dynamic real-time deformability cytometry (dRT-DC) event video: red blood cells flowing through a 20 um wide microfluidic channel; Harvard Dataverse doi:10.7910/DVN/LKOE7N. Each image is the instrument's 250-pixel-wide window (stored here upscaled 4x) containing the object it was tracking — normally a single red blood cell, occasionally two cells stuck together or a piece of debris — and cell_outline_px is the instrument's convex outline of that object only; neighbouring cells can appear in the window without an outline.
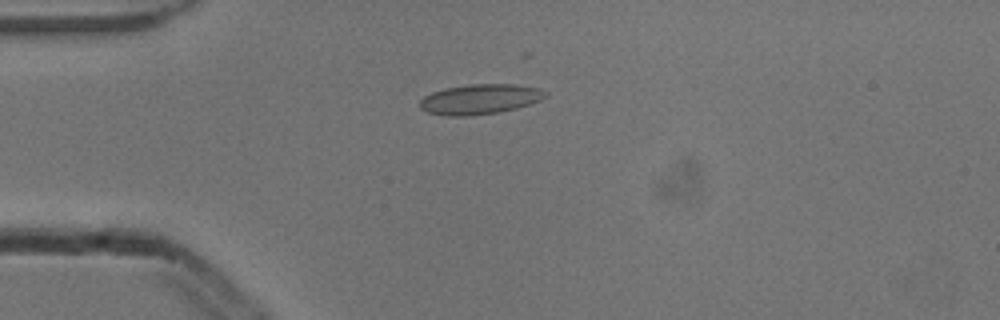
{"species": "common noctule bat (a hibernating species)", "species_latin": "Nyctalus noctula", "temperature_condition": "cold", "stored_images_in_passage": 7, "camera_frame_rate_fps": 3000, "um_per_image_px": 0.085, "animal": {"sex": "male", "body_mass_g": 13.3}, "frame": {"image": 1, "passage_image": 4, "time_ms": 1.0, "image_size_px": [1000, 320], "cell_outline_px": [[548, 96], [540, 100], [516, 108], [500, 112], [468, 116], [448, 116], [428, 112], [420, 108], [420, 100], [424, 96], [432, 92], [444, 88], [468, 84], [516, 84], [540, 88], [548, 92]], "centroid_in_image_um": [40.81, 8.42], "position_along_channel_um": 44.2, "area_um2": 22.14}}
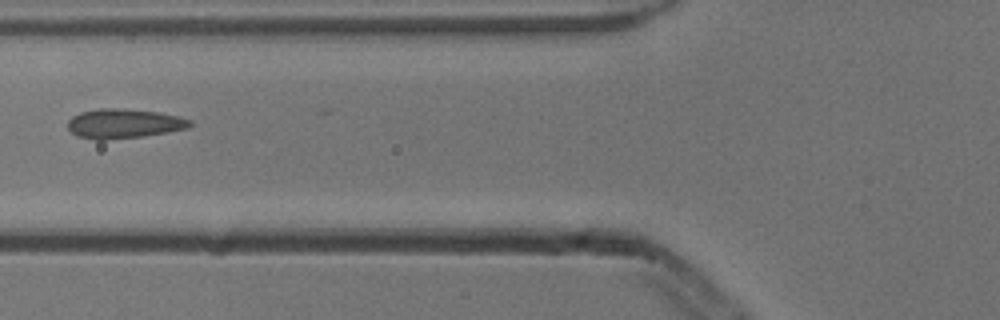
{"frame": {"image": 2, "passage_image": 6, "time_ms": 1.667, "image_size_px": [1000, 320], "cell_outline_px": [[192, 124], [188, 128], [168, 132], [144, 136], [104, 140], [96, 140], [76, 136], [68, 128], [68, 120], [72, 116], [80, 112], [100, 108], [120, 108], [160, 112], [180, 116], [192, 120]], "centroid_in_image_um": [10.54, 10.5], "position_along_channel_um": 115.3, "area_um2": 21.21}}
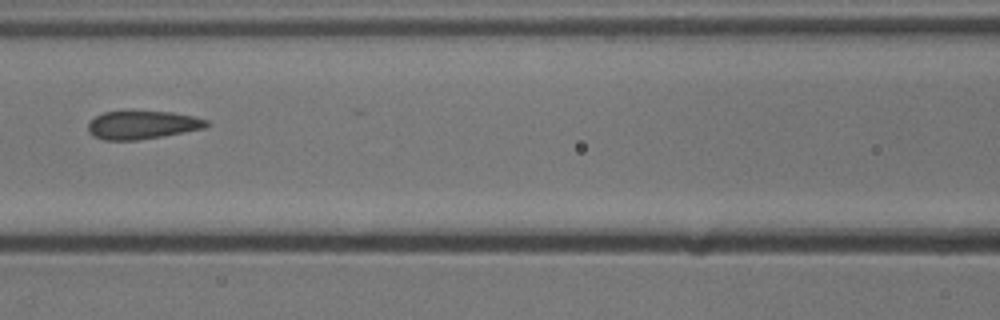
{"frame": {"image": 3, "passage_image": 7, "time_ms": 2.0, "image_size_px": [1000, 320], "cell_outline_px": [[208, 124], [204, 128], [160, 136], [136, 140], [104, 140], [92, 136], [88, 132], [88, 124], [96, 116], [104, 112], [124, 108], [172, 112], [192, 116], [208, 120]], "centroid_in_image_um": [12.02, 10.57], "position_along_channel_um": 154.6, "area_um2": 20.06}}